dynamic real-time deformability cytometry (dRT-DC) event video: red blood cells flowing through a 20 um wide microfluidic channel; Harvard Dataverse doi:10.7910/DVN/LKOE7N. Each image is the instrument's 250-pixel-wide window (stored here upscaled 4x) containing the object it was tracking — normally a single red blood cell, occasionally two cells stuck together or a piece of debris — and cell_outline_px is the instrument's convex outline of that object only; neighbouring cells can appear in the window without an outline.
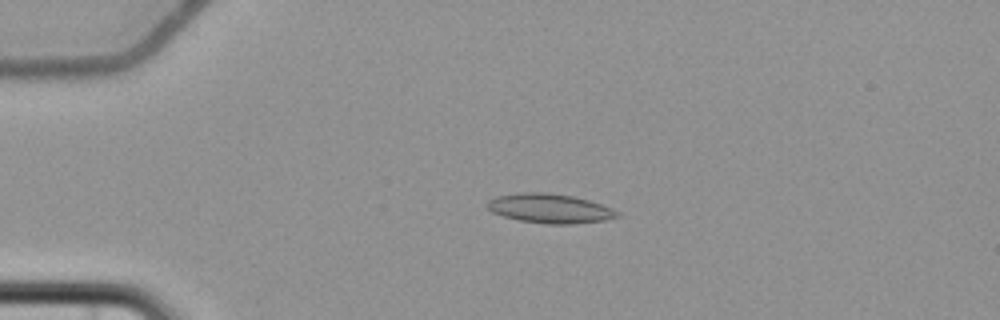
{"species": "common noctule bat (a hibernating species)", "species_latin": "Nyctalus noctula", "temperature_condition": "cold", "stored_images_in_passage": 5, "camera_frame_rate_fps": 3000, "um_per_image_px": 0.085, "animal": {"sex": "female", "body_mass_g": 22.7, "forearm_length_mm": 54.2}, "frame": {"image": 1, "passage_image": 4, "time_ms": 3.667, "image_size_px": [1000, 320], "cell_outline_px": [[620, 216], [604, 220], [568, 224], [548, 224], [520, 220], [504, 216], [492, 212], [484, 204], [488, 200], [496, 196], [520, 192], [548, 192], [572, 196], [588, 200], [612, 208], [620, 212]], "centroid_in_image_um": [46.71, 17.7], "position_along_channel_um": 38.3, "area_um2": 22.2}}